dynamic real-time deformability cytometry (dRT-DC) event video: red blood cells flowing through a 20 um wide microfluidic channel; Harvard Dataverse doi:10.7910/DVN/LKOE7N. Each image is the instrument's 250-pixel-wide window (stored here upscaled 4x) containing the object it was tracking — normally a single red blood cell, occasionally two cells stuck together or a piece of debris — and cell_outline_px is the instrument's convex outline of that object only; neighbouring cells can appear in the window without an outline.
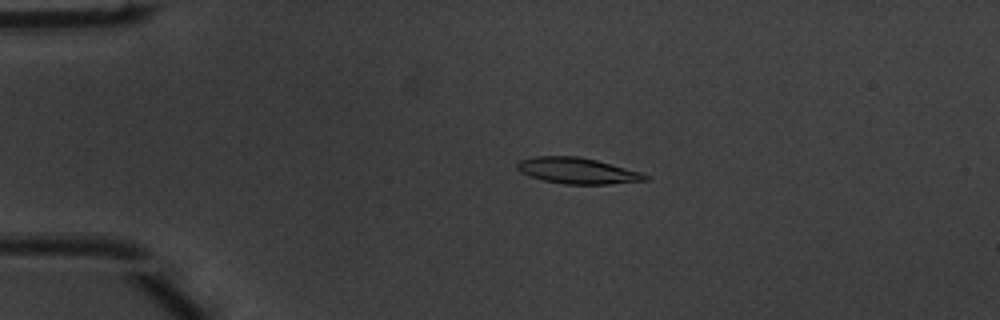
{"species": "common noctule bat (a hibernating species)", "species_latin": "Nyctalus noctula", "temperature_condition": "warm", "stored_images_in_passage": 50, "camera_frame_rate_fps": 3000, "um_per_image_px": 0.085, "animal": {"sex": "male", "body_mass_g": 20.1, "forearm_length_mm": 53.5}, "frame": {"image": 1, "passage_image": 11, "time_ms": 3.333, "image_size_px": [1000, 320], "cell_outline_px": [[652, 176], [648, 180], [608, 184], [564, 184], [544, 180], [528, 176], [520, 172], [516, 168], [516, 164], [520, 160], [536, 156], [576, 156], [596, 160], [640, 172]], "centroid_in_image_um": [49.06, 14.51], "position_along_channel_um": 35.9, "area_um2": 19.36}}
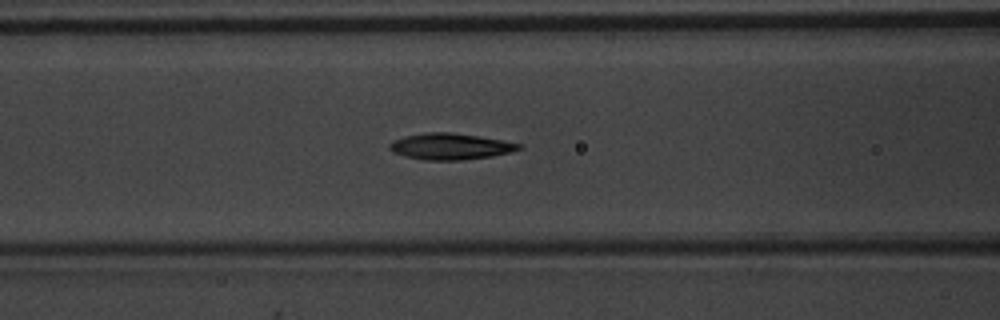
{"frame": {"image": 2, "passage_image": 21, "time_ms": 6.667, "image_size_px": [1000, 320], "cell_outline_px": [[524, 148], [492, 156], [460, 160], [424, 160], [404, 156], [392, 152], [388, 148], [388, 144], [392, 140], [404, 136], [424, 132], [452, 132], [524, 144]], "centroid_in_image_um": [38.23, 12.44], "position_along_channel_um": 128.4, "area_um2": 19.88}}
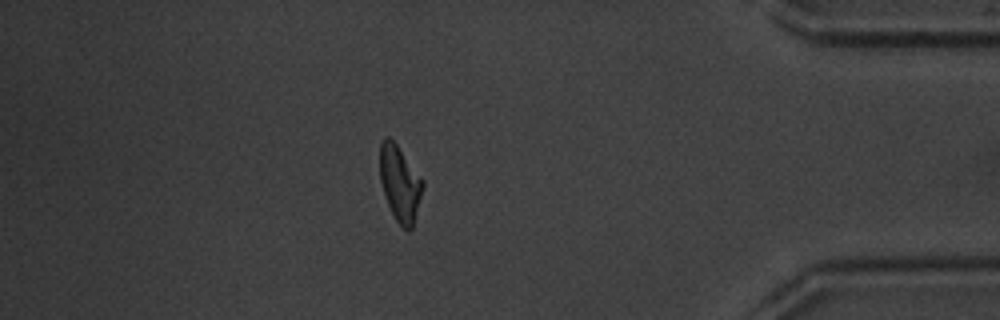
{"frame": {"image": 3, "passage_image": 44, "time_ms": 14.333, "image_size_px": [1000, 320], "cell_outline_px": [[424, 188], [412, 228], [408, 232], [396, 220], [388, 204], [380, 180], [380, 144], [384, 136], [388, 136], [396, 144], [424, 180]], "centroid_in_image_um": [34.01, 15.58], "position_along_channel_um": 401.2, "area_um2": 18.79}, "authors_computed_cell_mechanics": {"area_um2": 19.2763, "velocity_mm_per_s": 4.0176, "shape_relaxation_time_tau1_ms": 2.6653, "shape_relaxation_time_tau2_ms": 3.2725, "deformation_change_tau1": 0.1332, "deformation_change_tau2": 0.1158}}